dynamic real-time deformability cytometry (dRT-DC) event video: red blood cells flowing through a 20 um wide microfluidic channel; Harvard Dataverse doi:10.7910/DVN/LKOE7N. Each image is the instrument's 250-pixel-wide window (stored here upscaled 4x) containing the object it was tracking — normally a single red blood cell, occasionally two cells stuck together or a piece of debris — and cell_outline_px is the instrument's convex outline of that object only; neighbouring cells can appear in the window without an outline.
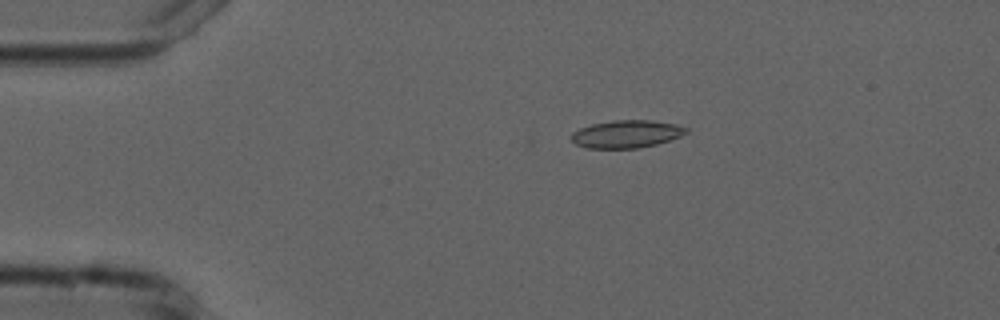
{"species": "common noctule bat (a hibernating species)", "species_latin": "Nyctalus noctula", "temperature_condition": "cold", "stored_images_in_passage": 4, "camera_frame_rate_fps": 3000, "um_per_image_px": 0.085, "animal": {"sex": "male", "forearm_length_mm": 52.5}, "frame": {"image": 1, "passage_image": 2, "time_ms": 1.0, "image_size_px": [1000, 320], "cell_outline_px": [[688, 132], [680, 136], [656, 144], [636, 148], [588, 148], [576, 144], [572, 140], [572, 132], [580, 128], [592, 124], [612, 120], [652, 120], [676, 124], [688, 128]], "centroid_in_image_um": [53.26, 11.38], "position_along_channel_um": 31.7, "area_um2": 18.38}}
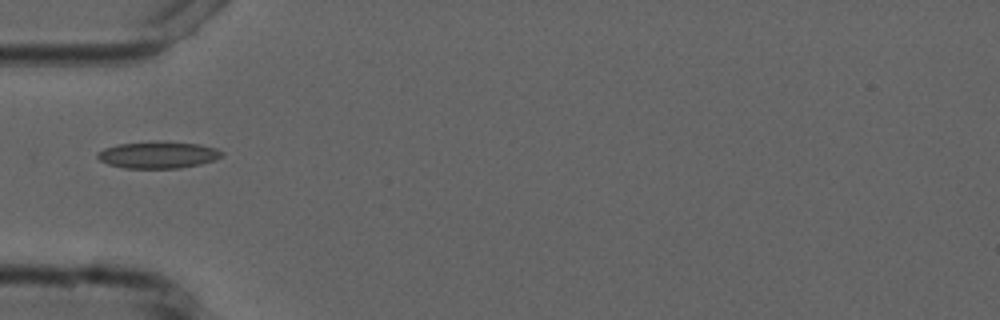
{"frame": {"image": 2, "passage_image": 4, "time_ms": 3.333, "image_size_px": [1000, 320], "cell_outline_px": [[224, 156], [216, 160], [200, 164], [180, 168], [124, 168], [108, 164], [100, 160], [96, 156], [96, 152], [104, 148], [116, 144], [160, 140], [200, 144], [216, 148], [224, 152]], "centroid_in_image_um": [13.45, 13.15], "position_along_channel_um": 71.5, "area_um2": 19.88}}